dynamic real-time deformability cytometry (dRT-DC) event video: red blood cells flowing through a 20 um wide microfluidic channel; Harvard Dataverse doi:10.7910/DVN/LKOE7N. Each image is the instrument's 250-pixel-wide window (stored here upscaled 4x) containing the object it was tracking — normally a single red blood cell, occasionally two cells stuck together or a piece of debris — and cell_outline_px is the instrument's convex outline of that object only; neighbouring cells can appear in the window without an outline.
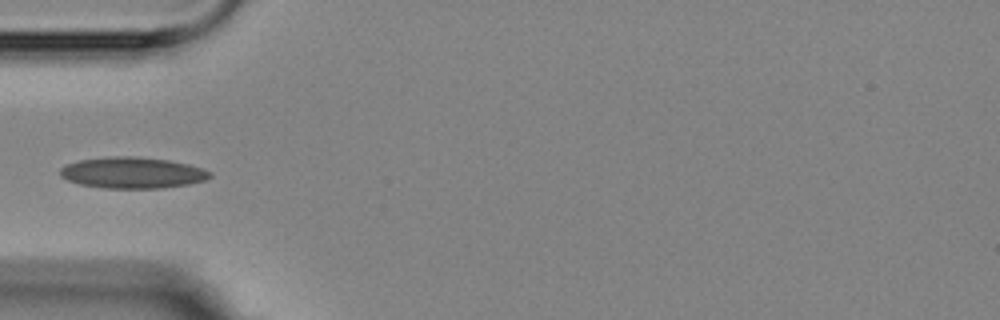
{"species": "Egyptian fruit bat (a non-hibernating species)", "species_latin": "Rousettus aegyptiacus", "temperature_condition": "room temperature", "stored_images_in_passage": 5, "camera_frame_rate_fps": 3000, "um_per_image_px": 0.085, "animal": {"sex": "female"}, "frame": {"image": 1, "passage_image": 4, "time_ms": 3.667, "image_size_px": [1000, 320], "cell_outline_px": [[212, 176], [204, 180], [188, 184], [160, 188], [104, 188], [80, 184], [68, 180], [60, 176], [60, 168], [68, 164], [80, 160], [112, 156], [132, 156], [168, 160], [188, 164], [212, 172]], "centroid_in_image_um": [11.25, 14.68], "position_along_channel_um": 73.8, "area_um2": 26.99}}
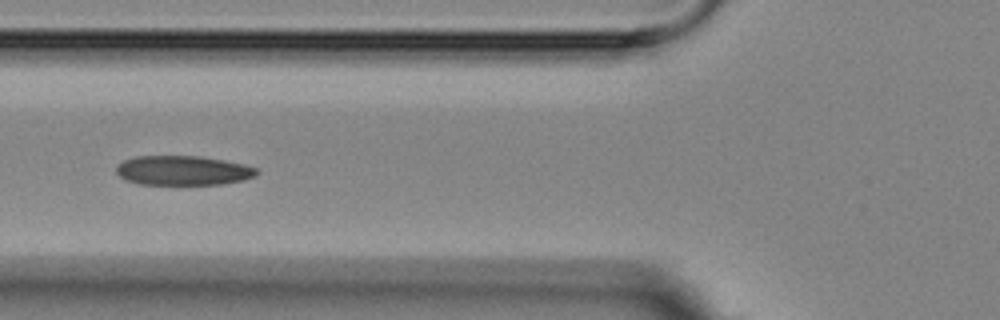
{"frame": {"image": 2, "passage_image": 5, "time_ms": 4.667, "image_size_px": [1000, 320], "cell_outline_px": [[260, 172], [256, 176], [244, 180], [220, 184], [140, 184], [124, 180], [116, 172], [116, 168], [124, 160], [136, 156], [200, 156], [224, 160], [244, 164], [256, 168]], "centroid_in_image_um": [15.58, 14.49], "position_along_channel_um": 110.2, "area_um2": 24.16}}